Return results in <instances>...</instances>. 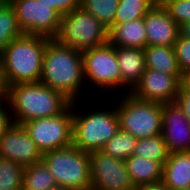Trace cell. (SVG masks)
<instances>
[{
	"instance_id": "cell-36",
	"label": "cell",
	"mask_w": 190,
	"mask_h": 190,
	"mask_svg": "<svg viewBox=\"0 0 190 190\" xmlns=\"http://www.w3.org/2000/svg\"><path fill=\"white\" fill-rule=\"evenodd\" d=\"M175 1V0H162L158 5L159 6H165L168 2Z\"/></svg>"
},
{
	"instance_id": "cell-37",
	"label": "cell",
	"mask_w": 190,
	"mask_h": 190,
	"mask_svg": "<svg viewBox=\"0 0 190 190\" xmlns=\"http://www.w3.org/2000/svg\"><path fill=\"white\" fill-rule=\"evenodd\" d=\"M49 190H69V189H67V188H65V187H61V186H56V187L51 188V189H49Z\"/></svg>"
},
{
	"instance_id": "cell-26",
	"label": "cell",
	"mask_w": 190,
	"mask_h": 190,
	"mask_svg": "<svg viewBox=\"0 0 190 190\" xmlns=\"http://www.w3.org/2000/svg\"><path fill=\"white\" fill-rule=\"evenodd\" d=\"M118 4L119 0H82L81 7L109 30L114 25Z\"/></svg>"
},
{
	"instance_id": "cell-33",
	"label": "cell",
	"mask_w": 190,
	"mask_h": 190,
	"mask_svg": "<svg viewBox=\"0 0 190 190\" xmlns=\"http://www.w3.org/2000/svg\"><path fill=\"white\" fill-rule=\"evenodd\" d=\"M137 190H170L162 181L139 186Z\"/></svg>"
},
{
	"instance_id": "cell-31",
	"label": "cell",
	"mask_w": 190,
	"mask_h": 190,
	"mask_svg": "<svg viewBox=\"0 0 190 190\" xmlns=\"http://www.w3.org/2000/svg\"><path fill=\"white\" fill-rule=\"evenodd\" d=\"M14 124L7 99L0 96V138Z\"/></svg>"
},
{
	"instance_id": "cell-15",
	"label": "cell",
	"mask_w": 190,
	"mask_h": 190,
	"mask_svg": "<svg viewBox=\"0 0 190 190\" xmlns=\"http://www.w3.org/2000/svg\"><path fill=\"white\" fill-rule=\"evenodd\" d=\"M143 19L147 45L174 46L180 35L179 25L163 6L155 4Z\"/></svg>"
},
{
	"instance_id": "cell-6",
	"label": "cell",
	"mask_w": 190,
	"mask_h": 190,
	"mask_svg": "<svg viewBox=\"0 0 190 190\" xmlns=\"http://www.w3.org/2000/svg\"><path fill=\"white\" fill-rule=\"evenodd\" d=\"M42 160L54 176L57 186L69 190H91L89 153L73 144L43 153Z\"/></svg>"
},
{
	"instance_id": "cell-24",
	"label": "cell",
	"mask_w": 190,
	"mask_h": 190,
	"mask_svg": "<svg viewBox=\"0 0 190 190\" xmlns=\"http://www.w3.org/2000/svg\"><path fill=\"white\" fill-rule=\"evenodd\" d=\"M138 139L121 129L104 145L102 151L114 158L126 160L132 156Z\"/></svg>"
},
{
	"instance_id": "cell-25",
	"label": "cell",
	"mask_w": 190,
	"mask_h": 190,
	"mask_svg": "<svg viewBox=\"0 0 190 190\" xmlns=\"http://www.w3.org/2000/svg\"><path fill=\"white\" fill-rule=\"evenodd\" d=\"M154 5L152 0H119L114 23H125L144 18Z\"/></svg>"
},
{
	"instance_id": "cell-19",
	"label": "cell",
	"mask_w": 190,
	"mask_h": 190,
	"mask_svg": "<svg viewBox=\"0 0 190 190\" xmlns=\"http://www.w3.org/2000/svg\"><path fill=\"white\" fill-rule=\"evenodd\" d=\"M143 50L146 68L174 75L181 81L182 72L178 66L174 46L146 45Z\"/></svg>"
},
{
	"instance_id": "cell-1",
	"label": "cell",
	"mask_w": 190,
	"mask_h": 190,
	"mask_svg": "<svg viewBox=\"0 0 190 190\" xmlns=\"http://www.w3.org/2000/svg\"><path fill=\"white\" fill-rule=\"evenodd\" d=\"M40 81L72 103L81 101L85 96L82 90H87L82 52L62 45L54 38L49 39L44 50Z\"/></svg>"
},
{
	"instance_id": "cell-39",
	"label": "cell",
	"mask_w": 190,
	"mask_h": 190,
	"mask_svg": "<svg viewBox=\"0 0 190 190\" xmlns=\"http://www.w3.org/2000/svg\"><path fill=\"white\" fill-rule=\"evenodd\" d=\"M181 190H190V187L189 188H184V189H181Z\"/></svg>"
},
{
	"instance_id": "cell-10",
	"label": "cell",
	"mask_w": 190,
	"mask_h": 190,
	"mask_svg": "<svg viewBox=\"0 0 190 190\" xmlns=\"http://www.w3.org/2000/svg\"><path fill=\"white\" fill-rule=\"evenodd\" d=\"M15 10L20 29L26 35L50 39L57 35L61 15L52 7L37 0H8Z\"/></svg>"
},
{
	"instance_id": "cell-2",
	"label": "cell",
	"mask_w": 190,
	"mask_h": 190,
	"mask_svg": "<svg viewBox=\"0 0 190 190\" xmlns=\"http://www.w3.org/2000/svg\"><path fill=\"white\" fill-rule=\"evenodd\" d=\"M49 39L23 34L7 44L0 54V84L3 92L18 83L40 82L44 50Z\"/></svg>"
},
{
	"instance_id": "cell-16",
	"label": "cell",
	"mask_w": 190,
	"mask_h": 190,
	"mask_svg": "<svg viewBox=\"0 0 190 190\" xmlns=\"http://www.w3.org/2000/svg\"><path fill=\"white\" fill-rule=\"evenodd\" d=\"M116 58L122 76V94L130 93L146 70L143 49L115 46Z\"/></svg>"
},
{
	"instance_id": "cell-11",
	"label": "cell",
	"mask_w": 190,
	"mask_h": 190,
	"mask_svg": "<svg viewBox=\"0 0 190 190\" xmlns=\"http://www.w3.org/2000/svg\"><path fill=\"white\" fill-rule=\"evenodd\" d=\"M91 190H137L127 172L125 160L102 150L89 152Z\"/></svg>"
},
{
	"instance_id": "cell-5",
	"label": "cell",
	"mask_w": 190,
	"mask_h": 190,
	"mask_svg": "<svg viewBox=\"0 0 190 190\" xmlns=\"http://www.w3.org/2000/svg\"><path fill=\"white\" fill-rule=\"evenodd\" d=\"M118 96L120 99L117 101ZM118 96L112 101H115L121 130L130 133L137 139L161 134L163 104L140 100L131 93L122 95L119 92Z\"/></svg>"
},
{
	"instance_id": "cell-13",
	"label": "cell",
	"mask_w": 190,
	"mask_h": 190,
	"mask_svg": "<svg viewBox=\"0 0 190 190\" xmlns=\"http://www.w3.org/2000/svg\"><path fill=\"white\" fill-rule=\"evenodd\" d=\"M179 87L180 81L174 75L146 68L130 93L140 100L166 104L176 101Z\"/></svg>"
},
{
	"instance_id": "cell-14",
	"label": "cell",
	"mask_w": 190,
	"mask_h": 190,
	"mask_svg": "<svg viewBox=\"0 0 190 190\" xmlns=\"http://www.w3.org/2000/svg\"><path fill=\"white\" fill-rule=\"evenodd\" d=\"M162 137L172 152L190 151V123L177 102L162 105Z\"/></svg>"
},
{
	"instance_id": "cell-3",
	"label": "cell",
	"mask_w": 190,
	"mask_h": 190,
	"mask_svg": "<svg viewBox=\"0 0 190 190\" xmlns=\"http://www.w3.org/2000/svg\"><path fill=\"white\" fill-rule=\"evenodd\" d=\"M3 96L10 105L13 122L19 125L34 119L59 115L72 103L41 81L12 85L3 92Z\"/></svg>"
},
{
	"instance_id": "cell-8",
	"label": "cell",
	"mask_w": 190,
	"mask_h": 190,
	"mask_svg": "<svg viewBox=\"0 0 190 190\" xmlns=\"http://www.w3.org/2000/svg\"><path fill=\"white\" fill-rule=\"evenodd\" d=\"M84 78L87 88L92 92H119L122 89V76L116 58L115 46L109 42L82 52ZM89 85H92L89 87ZM110 90V92H109ZM119 90V91H118ZM109 92V93H108Z\"/></svg>"
},
{
	"instance_id": "cell-38",
	"label": "cell",
	"mask_w": 190,
	"mask_h": 190,
	"mask_svg": "<svg viewBox=\"0 0 190 190\" xmlns=\"http://www.w3.org/2000/svg\"><path fill=\"white\" fill-rule=\"evenodd\" d=\"M155 4H159L162 0H152Z\"/></svg>"
},
{
	"instance_id": "cell-20",
	"label": "cell",
	"mask_w": 190,
	"mask_h": 190,
	"mask_svg": "<svg viewBox=\"0 0 190 190\" xmlns=\"http://www.w3.org/2000/svg\"><path fill=\"white\" fill-rule=\"evenodd\" d=\"M127 172L136 188L162 181L163 165L151 159L131 156L125 160Z\"/></svg>"
},
{
	"instance_id": "cell-9",
	"label": "cell",
	"mask_w": 190,
	"mask_h": 190,
	"mask_svg": "<svg viewBox=\"0 0 190 190\" xmlns=\"http://www.w3.org/2000/svg\"><path fill=\"white\" fill-rule=\"evenodd\" d=\"M42 153L72 145V103L59 115L22 124Z\"/></svg>"
},
{
	"instance_id": "cell-30",
	"label": "cell",
	"mask_w": 190,
	"mask_h": 190,
	"mask_svg": "<svg viewBox=\"0 0 190 190\" xmlns=\"http://www.w3.org/2000/svg\"><path fill=\"white\" fill-rule=\"evenodd\" d=\"M52 7L61 16L70 13L78 7H81L82 0H37Z\"/></svg>"
},
{
	"instance_id": "cell-4",
	"label": "cell",
	"mask_w": 190,
	"mask_h": 190,
	"mask_svg": "<svg viewBox=\"0 0 190 190\" xmlns=\"http://www.w3.org/2000/svg\"><path fill=\"white\" fill-rule=\"evenodd\" d=\"M77 103H72V144L81 151L88 153L102 150L104 145L120 129L119 117L114 103L112 105L114 107L103 104L107 109L102 106L103 108L99 107V110H97V106H92L91 109H88V112L84 111L85 107H80L79 104L77 106Z\"/></svg>"
},
{
	"instance_id": "cell-29",
	"label": "cell",
	"mask_w": 190,
	"mask_h": 190,
	"mask_svg": "<svg viewBox=\"0 0 190 190\" xmlns=\"http://www.w3.org/2000/svg\"><path fill=\"white\" fill-rule=\"evenodd\" d=\"M174 50L180 71H190V39L179 35L174 44Z\"/></svg>"
},
{
	"instance_id": "cell-27",
	"label": "cell",
	"mask_w": 190,
	"mask_h": 190,
	"mask_svg": "<svg viewBox=\"0 0 190 190\" xmlns=\"http://www.w3.org/2000/svg\"><path fill=\"white\" fill-rule=\"evenodd\" d=\"M24 169L16 162L0 157V190H22Z\"/></svg>"
},
{
	"instance_id": "cell-23",
	"label": "cell",
	"mask_w": 190,
	"mask_h": 190,
	"mask_svg": "<svg viewBox=\"0 0 190 190\" xmlns=\"http://www.w3.org/2000/svg\"><path fill=\"white\" fill-rule=\"evenodd\" d=\"M14 8L5 0L0 4V54L13 39L22 36Z\"/></svg>"
},
{
	"instance_id": "cell-7",
	"label": "cell",
	"mask_w": 190,
	"mask_h": 190,
	"mask_svg": "<svg viewBox=\"0 0 190 190\" xmlns=\"http://www.w3.org/2000/svg\"><path fill=\"white\" fill-rule=\"evenodd\" d=\"M54 39L62 45L84 52L108 43V28L82 7L61 16Z\"/></svg>"
},
{
	"instance_id": "cell-32",
	"label": "cell",
	"mask_w": 190,
	"mask_h": 190,
	"mask_svg": "<svg viewBox=\"0 0 190 190\" xmlns=\"http://www.w3.org/2000/svg\"><path fill=\"white\" fill-rule=\"evenodd\" d=\"M176 102L182 108L190 123V91H178Z\"/></svg>"
},
{
	"instance_id": "cell-17",
	"label": "cell",
	"mask_w": 190,
	"mask_h": 190,
	"mask_svg": "<svg viewBox=\"0 0 190 190\" xmlns=\"http://www.w3.org/2000/svg\"><path fill=\"white\" fill-rule=\"evenodd\" d=\"M144 19L114 23L108 30V42L113 46L144 49L147 45Z\"/></svg>"
},
{
	"instance_id": "cell-28",
	"label": "cell",
	"mask_w": 190,
	"mask_h": 190,
	"mask_svg": "<svg viewBox=\"0 0 190 190\" xmlns=\"http://www.w3.org/2000/svg\"><path fill=\"white\" fill-rule=\"evenodd\" d=\"M164 8L179 26L190 21V0L171 1Z\"/></svg>"
},
{
	"instance_id": "cell-21",
	"label": "cell",
	"mask_w": 190,
	"mask_h": 190,
	"mask_svg": "<svg viewBox=\"0 0 190 190\" xmlns=\"http://www.w3.org/2000/svg\"><path fill=\"white\" fill-rule=\"evenodd\" d=\"M56 186L55 178L43 160L25 167L22 190H49Z\"/></svg>"
},
{
	"instance_id": "cell-34",
	"label": "cell",
	"mask_w": 190,
	"mask_h": 190,
	"mask_svg": "<svg viewBox=\"0 0 190 190\" xmlns=\"http://www.w3.org/2000/svg\"><path fill=\"white\" fill-rule=\"evenodd\" d=\"M179 91H190V71L182 74Z\"/></svg>"
},
{
	"instance_id": "cell-12",
	"label": "cell",
	"mask_w": 190,
	"mask_h": 190,
	"mask_svg": "<svg viewBox=\"0 0 190 190\" xmlns=\"http://www.w3.org/2000/svg\"><path fill=\"white\" fill-rule=\"evenodd\" d=\"M0 157L26 167L41 161L43 153L24 126L14 123L0 138Z\"/></svg>"
},
{
	"instance_id": "cell-18",
	"label": "cell",
	"mask_w": 190,
	"mask_h": 190,
	"mask_svg": "<svg viewBox=\"0 0 190 190\" xmlns=\"http://www.w3.org/2000/svg\"><path fill=\"white\" fill-rule=\"evenodd\" d=\"M162 182L170 190L190 187V151L170 153L163 165Z\"/></svg>"
},
{
	"instance_id": "cell-22",
	"label": "cell",
	"mask_w": 190,
	"mask_h": 190,
	"mask_svg": "<svg viewBox=\"0 0 190 190\" xmlns=\"http://www.w3.org/2000/svg\"><path fill=\"white\" fill-rule=\"evenodd\" d=\"M170 151L164 141L162 134H157L148 138L138 139L132 156L151 159L164 165L168 159Z\"/></svg>"
},
{
	"instance_id": "cell-35",
	"label": "cell",
	"mask_w": 190,
	"mask_h": 190,
	"mask_svg": "<svg viewBox=\"0 0 190 190\" xmlns=\"http://www.w3.org/2000/svg\"><path fill=\"white\" fill-rule=\"evenodd\" d=\"M180 36L190 39V21L179 26Z\"/></svg>"
}]
</instances>
